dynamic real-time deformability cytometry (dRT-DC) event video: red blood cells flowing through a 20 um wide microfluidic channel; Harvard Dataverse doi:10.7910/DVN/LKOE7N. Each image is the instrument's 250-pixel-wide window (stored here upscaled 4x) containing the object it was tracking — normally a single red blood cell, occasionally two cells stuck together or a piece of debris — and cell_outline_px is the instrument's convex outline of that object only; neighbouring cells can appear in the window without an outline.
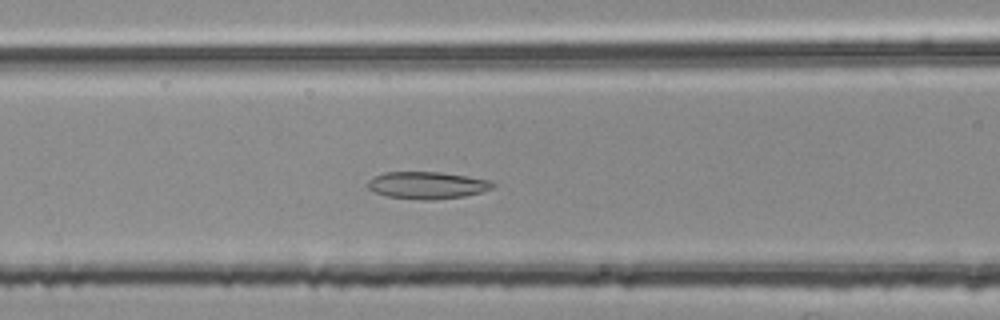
{"species": "common noctule bat (a hibernating species)", "species_latin": "Nyctalus noctula", "temperature_condition": "room temperature", "stored_images_in_passage": 44, "camera_frame_rate_fps": 3000, "um_per_image_px": 0.085, "animal": {"sex": "female", "body_mass_g": 25.1}, "frame": {"image": 1, "passage_image": 19, "time_ms": 6.0, "image_size_px": [1000, 320], "cell_outline_px": [[496, 184], [492, 188], [480, 192], [464, 196], [436, 200], [420, 200], [384, 196], [372, 192], [368, 188], [368, 180], [384, 172], [440, 172], [468, 176], [492, 180]], "centroid_in_image_um": [36.3, 15.75], "position_along_channel_um": 130.3, "area_um2": 20.0}}
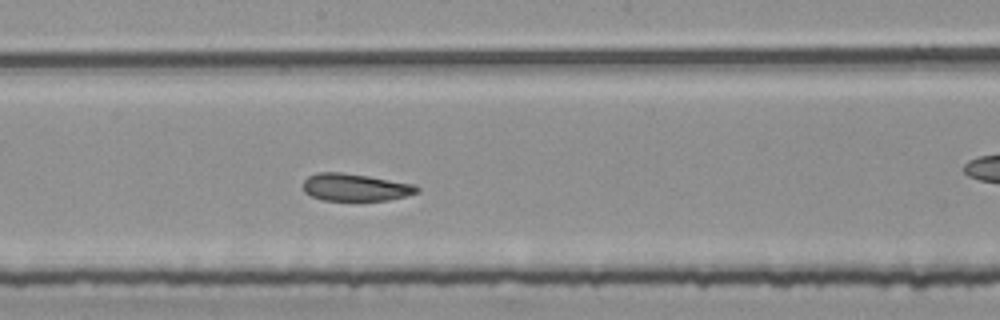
{"frame": {"image": 2, "passage_image": 26, "time_ms": 8.333, "image_size_px": [1000, 320], "cell_outline_px": [[420, 192], [408, 196], [388, 200], [320, 200], [304, 192], [304, 180], [308, 176], [320, 172], [340, 172], [368, 176], [416, 184], [420, 188]], "centroid_in_image_um": [30.25, 15.92], "position_along_channel_um": 217.9, "area_um2": 18.26}}
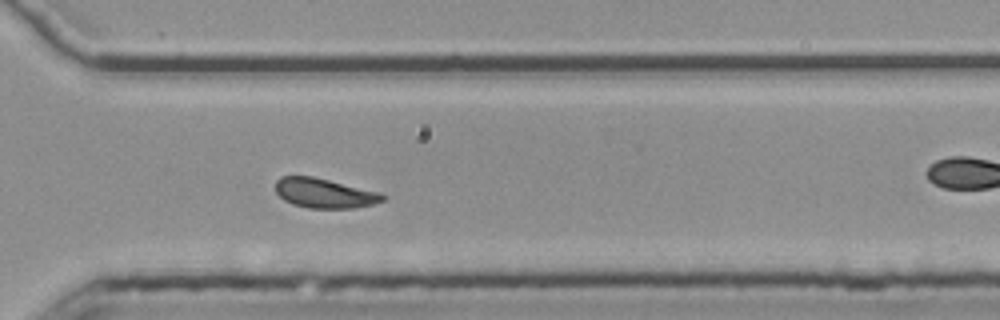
{"frame": {"image": 3, "passage_image": 36, "time_ms": 11.667, "image_size_px": [1000, 320], "cell_outline_px": [[388, 196], [384, 200], [372, 204], [352, 208], [308, 208], [292, 204], [284, 200], [276, 192], [276, 180], [280, 176], [312, 176], [380, 192]], "centroid_in_image_um": [27.57, 16.42], "position_along_channel_um": 343.0, "area_um2": 18.5}, "authors_computed_cell_mechanics": {"area_um2": 19.0162, "velocity_mm_per_s": 3.7605, "shape_relaxation_time_tau1_ms": 10.8322, "shape_relaxation_time_tau2_ms": 2.8304, "deformation_change_tau1": 0.1534, "deformation_change_tau2": 0.0961}}